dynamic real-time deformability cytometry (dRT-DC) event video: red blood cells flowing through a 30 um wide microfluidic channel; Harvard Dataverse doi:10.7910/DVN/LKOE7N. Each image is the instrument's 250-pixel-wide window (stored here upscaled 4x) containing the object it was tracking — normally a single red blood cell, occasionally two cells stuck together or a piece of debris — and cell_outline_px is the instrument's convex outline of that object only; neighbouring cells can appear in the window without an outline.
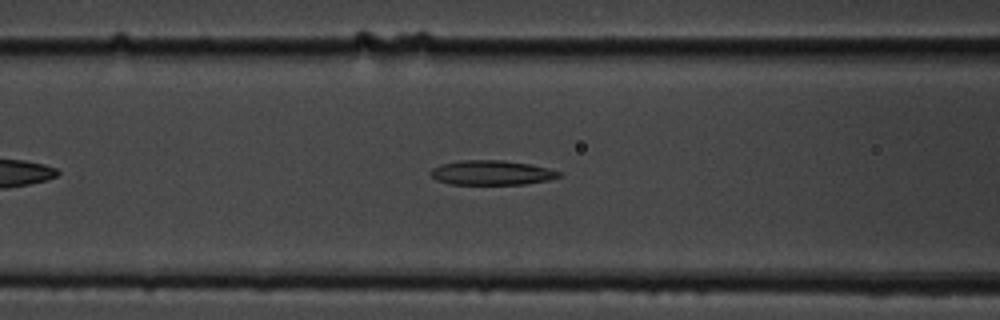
{"species": "common noctule bat (a hibernating species)", "species_latin": "Nyctalus noctula", "temperature_condition": "cold", "stored_images_in_passage": 46, "camera_frame_rate_fps": 3000, "um_per_image_px": 0.085, "animal": {"sex": "male", "body_mass_g": 19.5, "forearm_length_mm": 54.6}, "frame": {"image": 1, "passage_image": 12, "time_ms": 3.667, "image_size_px": [1000, 320], "cell_outline_px": [[560, 176], [548, 180], [524, 184], [452, 184], [436, 180], [428, 172], [432, 168], [440, 164], [460, 160], [504, 160], [528, 164], [548, 168], [560, 172]], "centroid_in_image_um": [41.74, 14.67], "position_along_channel_um": 124.9, "area_um2": 18.32}}
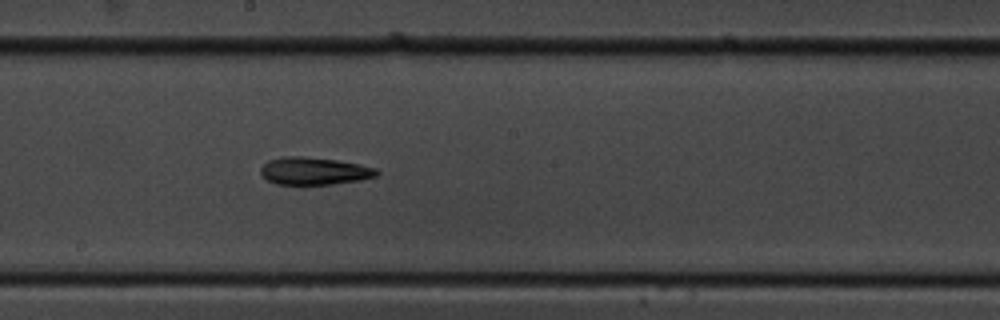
{"frame": {"image": 2, "passage_image": 20, "time_ms": 6.333, "image_size_px": [1000, 320], "cell_outline_px": [[380, 172], [376, 176], [360, 180], [332, 184], [276, 184], [268, 180], [260, 172], [260, 168], [268, 160], [284, 156], [304, 156], [336, 160], [360, 164], [376, 168]], "centroid_in_image_um": [26.71, 14.53], "position_along_channel_um": 221.5, "area_um2": 18.55}}
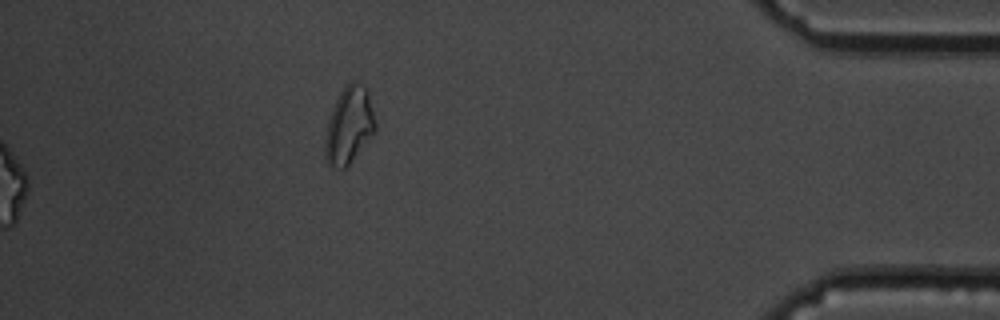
{"frame": {"image": 3, "passage_image": 46, "time_ms": 15.0, "image_size_px": [1000, 320], "cell_outline_px": [[376, 132], [348, 164], [344, 168], [336, 168], [328, 164], [324, 156], [324, 140], [328, 120], [332, 108], [340, 92], [352, 80], [356, 80], [364, 84], [368, 88], [376, 124]], "centroid_in_image_um": [29.68, 10.63], "position_along_channel_um": 405.5, "area_um2": 22.72}}